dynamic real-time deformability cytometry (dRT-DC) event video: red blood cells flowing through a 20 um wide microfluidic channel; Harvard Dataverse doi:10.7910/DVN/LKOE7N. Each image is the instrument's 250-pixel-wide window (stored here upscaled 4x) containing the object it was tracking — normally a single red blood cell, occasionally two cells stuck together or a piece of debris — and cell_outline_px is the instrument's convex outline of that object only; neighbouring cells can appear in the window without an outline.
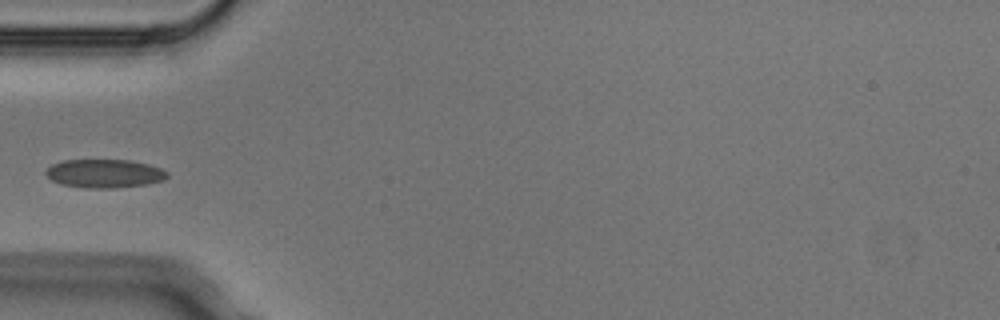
{"species": "Egyptian fruit bat (a non-hibernating species)", "species_latin": "Rousettus aegyptiacus", "temperature_condition": "cold", "stored_images_in_passage": 1, "camera_frame_rate_fps": 3000, "um_per_image_px": 0.085, "animal": {"sex": "male"}, "frame": {"image": 1, "passage_image": 1, "time_ms": 0.0, "image_size_px": [1000, 320], "cell_outline_px": [[168, 176], [164, 180], [144, 184], [116, 188], [84, 188], [60, 184], [52, 180], [44, 172], [52, 164], [64, 160], [132, 160], [148, 164], [160, 168], [168, 172]], "centroid_in_image_um": [8.88, 14.75], "position_along_channel_um": 76.1, "area_um2": 20.17}}